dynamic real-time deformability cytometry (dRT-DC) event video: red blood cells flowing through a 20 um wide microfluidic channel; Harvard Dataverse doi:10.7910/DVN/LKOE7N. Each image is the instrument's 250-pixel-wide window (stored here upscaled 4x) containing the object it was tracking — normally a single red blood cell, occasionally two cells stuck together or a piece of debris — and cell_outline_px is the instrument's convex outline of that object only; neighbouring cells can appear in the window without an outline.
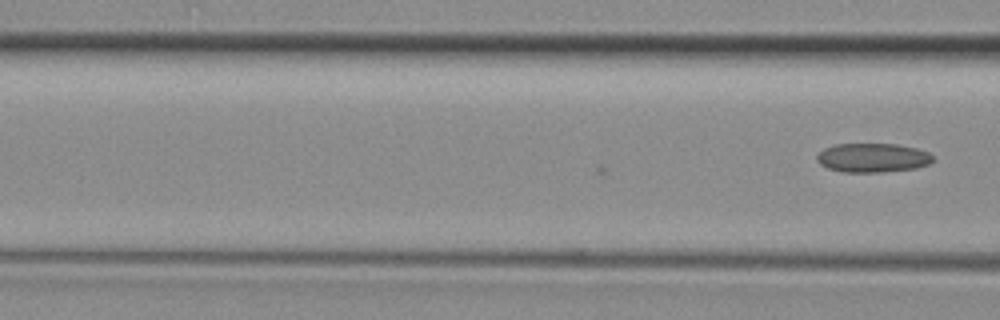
{"species": "common noctule bat (a hibernating species)", "species_latin": "Nyctalus noctula", "temperature_condition": "room temperature", "stored_images_in_passage": 18, "camera_frame_rate_fps": 3000, "um_per_image_px": 0.085, "animal": {"sex": "female", "body_mass_g": 29.2, "forearm_length_mm": 56.3}, "frame": {"image": 1, "passage_image": 18, "time_ms": 5.667, "image_size_px": [1000, 320], "cell_outline_px": [[936, 160], [928, 164], [916, 168], [880, 172], [840, 172], [828, 168], [820, 164], [816, 160], [816, 156], [824, 148], [836, 144], [896, 144], [916, 148], [928, 152]], "centroid_in_image_um": [74.17, 13.41], "position_along_channel_um": 92.4, "area_um2": 19.71}}